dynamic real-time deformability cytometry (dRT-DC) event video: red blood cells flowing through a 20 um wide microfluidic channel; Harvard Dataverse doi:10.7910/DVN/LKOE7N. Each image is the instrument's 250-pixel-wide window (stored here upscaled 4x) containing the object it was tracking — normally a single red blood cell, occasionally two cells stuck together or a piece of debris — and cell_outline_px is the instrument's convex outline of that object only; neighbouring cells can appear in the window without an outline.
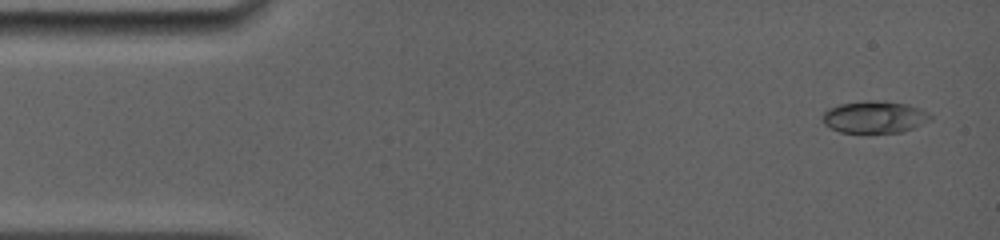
{"species": "common noctule bat (a hibernating species)", "species_latin": "Nyctalus noctula", "temperature_condition": "room temperature", "stored_images_in_passage": 7, "camera_frame_rate_fps": 5000, "um_per_image_px": 0.085, "animal": {"sex": "female", "body_mass_g": 19.0, "forearm_length_mm": 56.7}, "frame": {"image": 1, "passage_image": 1, "time_ms": 0.0, "image_size_px": [1000, 240], "cell_outline_px": [[932, 120], [904, 132], [840, 132], [824, 124], [824, 112], [828, 108], [840, 104], [868, 100], [872, 100], [908, 104], [920, 108], [928, 112], [932, 116]], "centroid_in_image_um": [74.38, 9.94], "position_along_channel_um": 10.6, "area_um2": 20.06}}
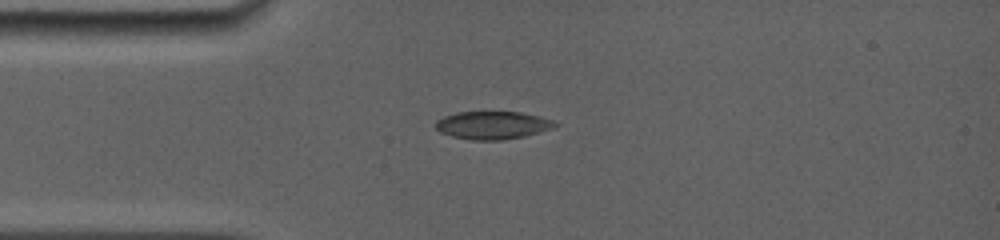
{"frame": {"image": 2, "passage_image": 5, "time_ms": 3.2, "image_size_px": [1000, 240], "cell_outline_px": [[556, 124], [552, 128], [524, 136], [504, 140], [472, 140], [452, 136], [440, 132], [436, 128], [436, 120], [444, 116], [456, 112], [520, 112], [552, 120]], "centroid_in_image_um": [41.81, 10.64], "position_along_channel_um": 43.2, "area_um2": 19.13}}
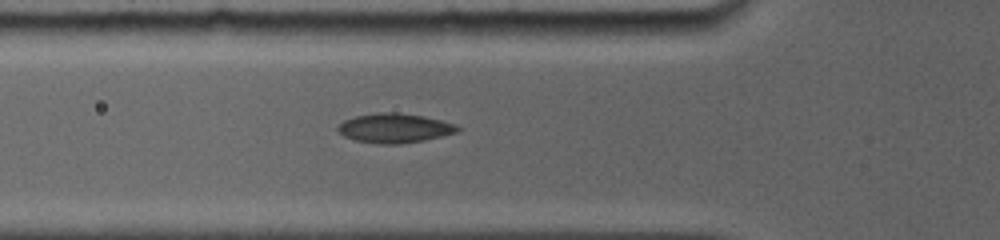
{"frame": {"image": 3, "passage_image": 7, "time_ms": 4.8, "image_size_px": [1000, 240], "cell_outline_px": [[460, 132], [424, 140], [400, 144], [376, 144], [356, 140], [344, 136], [336, 128], [344, 120], [356, 116], [376, 112], [392, 112], [424, 116], [456, 124], [460, 128]], "centroid_in_image_um": [33.56, 10.89], "position_along_channel_um": 92.2, "area_um2": 20.52}}